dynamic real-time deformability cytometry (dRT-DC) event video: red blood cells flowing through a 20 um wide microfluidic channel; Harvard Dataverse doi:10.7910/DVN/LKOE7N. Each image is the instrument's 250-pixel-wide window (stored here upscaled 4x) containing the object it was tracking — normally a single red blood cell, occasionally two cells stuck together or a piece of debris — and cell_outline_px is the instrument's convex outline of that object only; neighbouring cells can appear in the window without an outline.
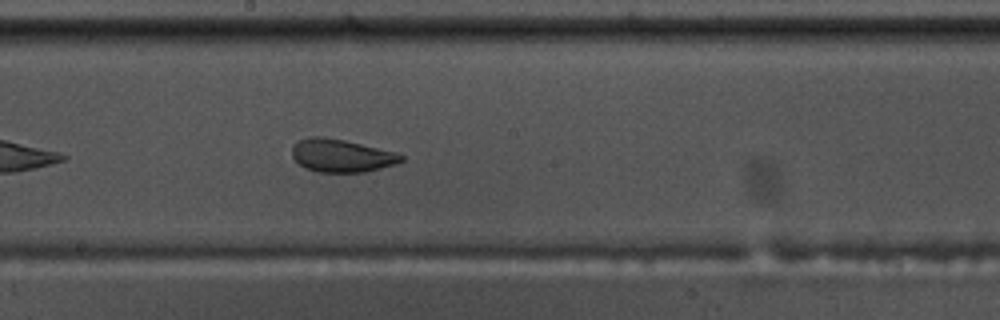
{"species": "common noctule bat (a hibernating species)", "species_latin": "Nyctalus noctula", "temperature_condition": "warm", "stored_images_in_passage": 37, "camera_frame_rate_fps": 3000, "um_per_image_px": 0.085, "animal": {"sex": "male", "body_mass_g": 17.5, "forearm_length_mm": 52.3}, "frame": {"image": 1, "passage_image": 16, "time_ms": 5.0, "image_size_px": [1000, 320], "cell_outline_px": [[404, 160], [396, 164], [364, 172], [316, 172], [300, 164], [292, 156], [292, 148], [300, 140], [308, 136], [320, 136], [344, 140], [396, 152], [404, 156]], "centroid_in_image_um": [29.04, 13.23], "position_along_channel_um": 219.2, "area_um2": 20.75}, "authors_computed_cell_mechanics": {"area_um2": 21.4438, "velocity_mm_per_s": 3.6284, "shape_relaxation_time_tau1_ms": 7.9042, "shape_relaxation_time_tau2_ms": 1.3521, "deformation_change_tau1": 0.1935, "deformation_change_tau2": 0.0601}}